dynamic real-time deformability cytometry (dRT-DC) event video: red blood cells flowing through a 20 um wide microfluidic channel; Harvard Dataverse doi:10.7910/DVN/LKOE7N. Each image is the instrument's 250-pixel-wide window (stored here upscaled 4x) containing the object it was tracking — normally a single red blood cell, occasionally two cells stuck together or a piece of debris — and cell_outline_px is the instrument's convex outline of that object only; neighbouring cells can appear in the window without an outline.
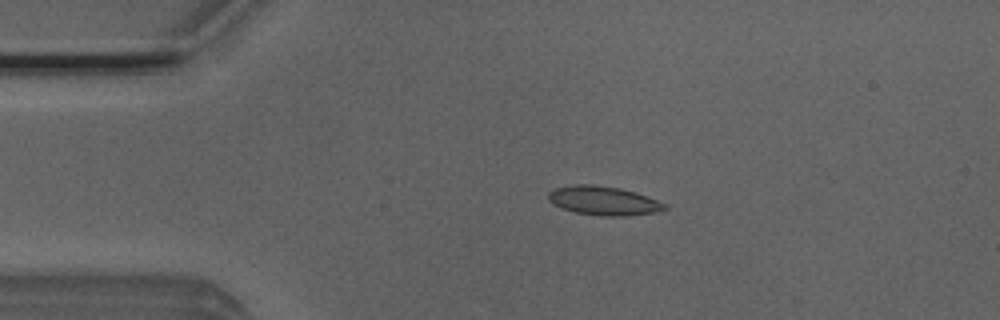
{"species": "Egyptian fruit bat (a non-hibernating species)", "species_latin": "Rousettus aegyptiacus", "temperature_condition": "room temperature", "stored_images_in_passage": 3, "camera_frame_rate_fps": 3000, "um_per_image_px": 0.085, "animal": {"sex": "male"}, "frame": {"image": 1, "passage_image": 2, "time_ms": 0.333, "image_size_px": [1000, 320], "cell_outline_px": [[668, 208], [652, 212], [624, 216], [604, 216], [576, 212], [552, 204], [548, 200], [548, 192], [556, 188], [572, 184], [592, 184], [620, 188], [636, 192], [648, 196], [668, 204]], "centroid_in_image_um": [51.3, 17.04], "position_along_channel_um": 33.7, "area_um2": 19.59}}